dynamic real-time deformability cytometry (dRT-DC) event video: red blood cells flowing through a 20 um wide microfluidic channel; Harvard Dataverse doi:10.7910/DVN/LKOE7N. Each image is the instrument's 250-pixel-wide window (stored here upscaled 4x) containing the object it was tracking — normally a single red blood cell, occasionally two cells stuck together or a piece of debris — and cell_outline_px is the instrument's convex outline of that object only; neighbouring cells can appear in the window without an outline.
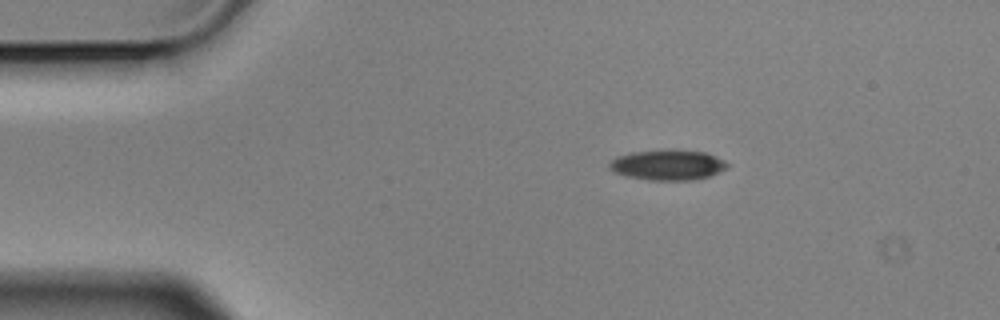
{"species": "Egyptian fruit bat (a non-hibernating species)", "species_latin": "Rousettus aegyptiacus", "temperature_condition": "cold", "stored_images_in_passage": 3, "camera_frame_rate_fps": 3000, "um_per_image_px": 0.085, "animal": {"sex": "male"}, "frame": {"image": 1, "passage_image": 1, "time_ms": 0.0, "image_size_px": [1000, 320], "cell_outline_px": [[728, 168], [720, 172], [708, 176], [692, 180], [648, 180], [624, 176], [612, 172], [608, 168], [608, 164], [616, 156], [632, 152], [676, 148], [704, 152], [716, 156], [724, 160], [728, 164]], "centroid_in_image_um": [56.73, 14.0], "position_along_channel_um": 28.3, "area_um2": 21.33}}